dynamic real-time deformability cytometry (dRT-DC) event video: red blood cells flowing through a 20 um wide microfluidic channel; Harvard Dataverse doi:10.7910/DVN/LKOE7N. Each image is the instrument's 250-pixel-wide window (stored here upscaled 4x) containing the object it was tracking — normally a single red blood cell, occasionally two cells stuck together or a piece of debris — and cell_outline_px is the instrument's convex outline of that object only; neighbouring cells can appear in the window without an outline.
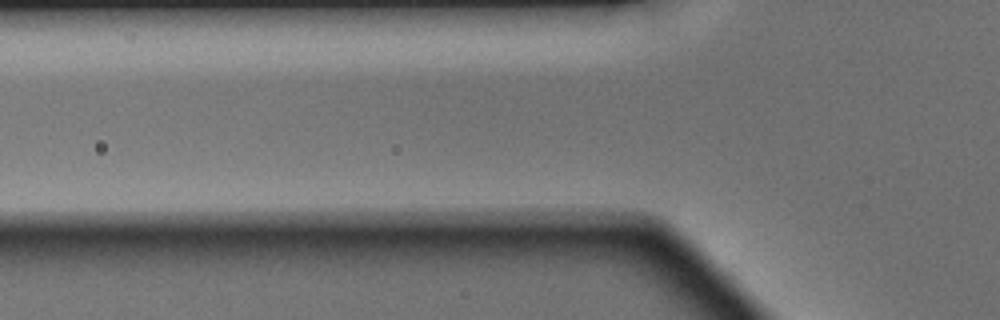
{"species": "Egyptian fruit bat (a non-hibernating species)", "species_latin": "Rousettus aegyptiacus", "temperature_condition": "warm", "stored_images_in_passage": 2, "camera_frame_rate_fps": 3000, "um_per_image_px": 0.085, "animal": {"sex": "male"}, "frame": {"image": 1, "passage_image": 2, "time_ms": 0.333, "image_size_px": [1000, 320], "cell_outline_px": [[720, 288], [596, 228], [600, 224], [620, 224], [660, 228], [680, 240], [712, 272], [720, 284]], "centroid_in_image_um": [56.23, 21.09], "position_along_channel_um": 69.6, "area_um2": 17.86}}